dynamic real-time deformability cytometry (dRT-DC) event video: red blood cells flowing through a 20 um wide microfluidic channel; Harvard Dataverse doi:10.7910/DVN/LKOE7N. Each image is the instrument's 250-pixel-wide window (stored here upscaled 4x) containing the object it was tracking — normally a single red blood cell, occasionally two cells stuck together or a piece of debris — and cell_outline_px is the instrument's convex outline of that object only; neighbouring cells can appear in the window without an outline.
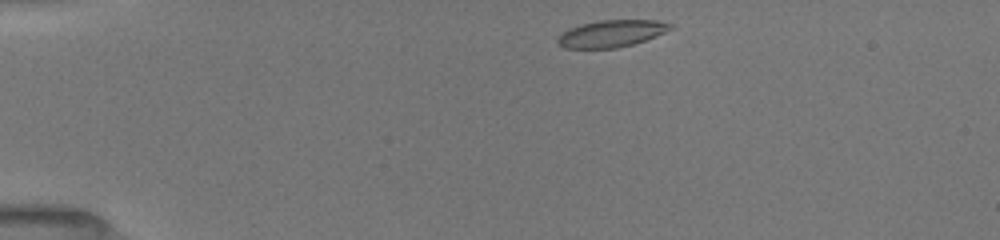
{"species": "common noctule bat (a hibernating species)", "species_latin": "Nyctalus noctula", "temperature_condition": "room temperature", "stored_images_in_passage": 42, "camera_frame_rate_fps": 3000, "um_per_image_px": 0.085, "animal": {"sex": "female", "body_mass_g": 19.5, "forearm_length_mm": 54.1}, "frame": {"image": 1, "passage_image": 1, "time_ms": 0.0, "image_size_px": [1000, 240], "cell_outline_px": [[672, 28], [656, 36], [632, 44], [616, 48], [564, 48], [556, 40], [568, 28], [580, 24], [600, 20], [656, 20], [672, 24]], "centroid_in_image_um": [51.96, 2.84], "position_along_channel_um": 33.0, "area_um2": 17.51}}
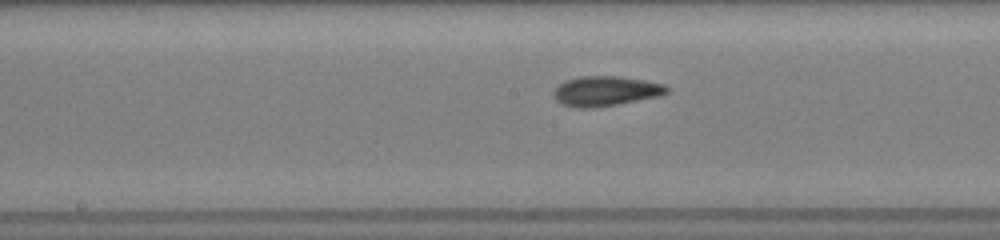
{"frame": {"image": 2, "passage_image": 18, "time_ms": 5.667, "image_size_px": [1000, 240], "cell_outline_px": [[672, 88], [668, 92], [660, 96], [616, 104], [592, 108], [580, 108], [564, 104], [556, 100], [552, 92], [560, 84], [568, 80], [580, 76], [616, 76], [644, 80], [664, 84]], "centroid_in_image_um": [51.52, 7.73], "position_along_channel_um": 196.7, "area_um2": 19.54}}
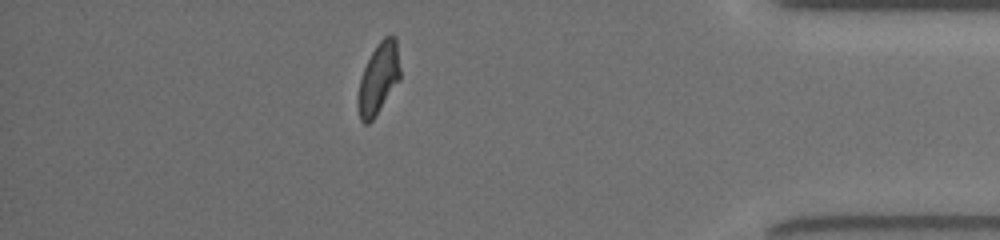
{"frame": {"image": 3, "passage_image": 36, "time_ms": 11.667, "image_size_px": [1000, 240], "cell_outline_px": [[400, 80], [372, 120], [368, 124], [364, 124], [360, 120], [356, 104], [356, 100], [360, 80], [364, 68], [376, 44], [384, 36], [396, 36], [400, 68]], "centroid_in_image_um": [32.16, 6.68], "position_along_channel_um": 403.0, "area_um2": 17.57}, "authors_computed_cell_mechanics": {"area_um2": 18.2937, "velocity_mm_per_s": 3.9968, "shape_relaxation_time_tau1_ms": 3.2222, "shape_relaxation_time_tau2_ms": 1.2237, "deformation_change_tau1": 0.1441, "deformation_change_tau2": 0.0645}}